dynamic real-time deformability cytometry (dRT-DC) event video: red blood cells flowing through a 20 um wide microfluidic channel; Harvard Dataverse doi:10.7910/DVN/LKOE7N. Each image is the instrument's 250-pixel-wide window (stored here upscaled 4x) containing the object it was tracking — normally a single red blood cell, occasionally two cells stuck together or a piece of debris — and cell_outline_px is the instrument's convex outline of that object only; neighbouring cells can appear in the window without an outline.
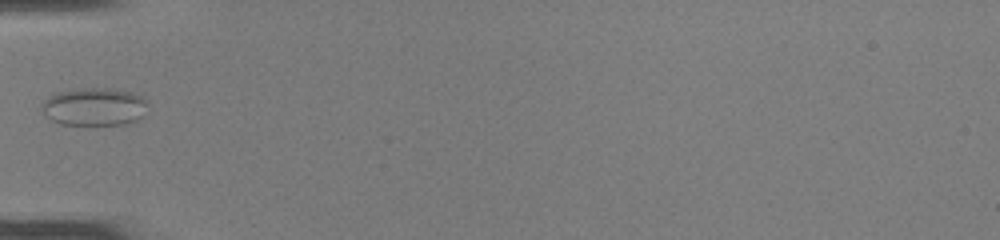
{"species": "common noctule bat (a hibernating species)", "species_latin": "Nyctalus noctula", "temperature_condition": "room temperature", "stored_images_in_passage": 4, "camera_frame_rate_fps": 3000, "um_per_image_px": 0.085, "animal": {"sex": "female", "body_mass_g": 22.0, "forearm_length_mm": 56.7}, "frame": {"image": 1, "passage_image": 1, "time_ms": 0.0, "image_size_px": [1000, 240], "cell_outline_px": [[144, 116], [136, 120], [124, 124], [60, 124], [44, 116], [40, 108], [44, 100], [48, 96], [56, 92], [80, 88], [116, 88], [132, 92], [140, 96], [144, 100]], "centroid_in_image_um": [7.95, 9.06], "position_along_channel_um": 77.1, "area_um2": 23.41}}